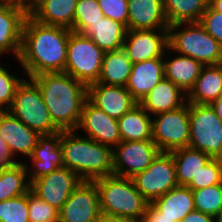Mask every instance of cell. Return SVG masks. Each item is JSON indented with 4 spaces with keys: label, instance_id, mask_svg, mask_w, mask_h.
<instances>
[{
    "label": "cell",
    "instance_id": "obj_1",
    "mask_svg": "<svg viewBox=\"0 0 222 222\" xmlns=\"http://www.w3.org/2000/svg\"><path fill=\"white\" fill-rule=\"evenodd\" d=\"M71 29L45 25L27 15L22 29V44L17 60L23 75L64 72Z\"/></svg>",
    "mask_w": 222,
    "mask_h": 222
},
{
    "label": "cell",
    "instance_id": "obj_2",
    "mask_svg": "<svg viewBox=\"0 0 222 222\" xmlns=\"http://www.w3.org/2000/svg\"><path fill=\"white\" fill-rule=\"evenodd\" d=\"M31 79L39 86L53 123L61 131H76L87 87L64 72L41 73Z\"/></svg>",
    "mask_w": 222,
    "mask_h": 222
},
{
    "label": "cell",
    "instance_id": "obj_3",
    "mask_svg": "<svg viewBox=\"0 0 222 222\" xmlns=\"http://www.w3.org/2000/svg\"><path fill=\"white\" fill-rule=\"evenodd\" d=\"M77 132L60 131L63 166L73 170L83 181L113 175V149L88 137L77 136Z\"/></svg>",
    "mask_w": 222,
    "mask_h": 222
},
{
    "label": "cell",
    "instance_id": "obj_4",
    "mask_svg": "<svg viewBox=\"0 0 222 222\" xmlns=\"http://www.w3.org/2000/svg\"><path fill=\"white\" fill-rule=\"evenodd\" d=\"M94 182L99 191L102 214L141 222L149 202L136 189L132 178L113 174Z\"/></svg>",
    "mask_w": 222,
    "mask_h": 222
},
{
    "label": "cell",
    "instance_id": "obj_5",
    "mask_svg": "<svg viewBox=\"0 0 222 222\" xmlns=\"http://www.w3.org/2000/svg\"><path fill=\"white\" fill-rule=\"evenodd\" d=\"M168 46L171 51L191 57L203 66L222 64V45L199 22L169 25Z\"/></svg>",
    "mask_w": 222,
    "mask_h": 222
},
{
    "label": "cell",
    "instance_id": "obj_6",
    "mask_svg": "<svg viewBox=\"0 0 222 222\" xmlns=\"http://www.w3.org/2000/svg\"><path fill=\"white\" fill-rule=\"evenodd\" d=\"M8 111L40 135L61 131L51 119L39 86L31 78L23 79L17 86Z\"/></svg>",
    "mask_w": 222,
    "mask_h": 222
},
{
    "label": "cell",
    "instance_id": "obj_7",
    "mask_svg": "<svg viewBox=\"0 0 222 222\" xmlns=\"http://www.w3.org/2000/svg\"><path fill=\"white\" fill-rule=\"evenodd\" d=\"M105 52L90 38L80 33L69 34L64 73L82 82L86 87L97 83Z\"/></svg>",
    "mask_w": 222,
    "mask_h": 222
},
{
    "label": "cell",
    "instance_id": "obj_8",
    "mask_svg": "<svg viewBox=\"0 0 222 222\" xmlns=\"http://www.w3.org/2000/svg\"><path fill=\"white\" fill-rule=\"evenodd\" d=\"M190 141L192 149L211 158L222 156V122L210 104L189 103Z\"/></svg>",
    "mask_w": 222,
    "mask_h": 222
},
{
    "label": "cell",
    "instance_id": "obj_9",
    "mask_svg": "<svg viewBox=\"0 0 222 222\" xmlns=\"http://www.w3.org/2000/svg\"><path fill=\"white\" fill-rule=\"evenodd\" d=\"M152 118V140L161 152L189 146V103L174 110L160 113Z\"/></svg>",
    "mask_w": 222,
    "mask_h": 222
},
{
    "label": "cell",
    "instance_id": "obj_10",
    "mask_svg": "<svg viewBox=\"0 0 222 222\" xmlns=\"http://www.w3.org/2000/svg\"><path fill=\"white\" fill-rule=\"evenodd\" d=\"M132 180L149 203L179 186L172 154L160 152L151 165L132 177Z\"/></svg>",
    "mask_w": 222,
    "mask_h": 222
},
{
    "label": "cell",
    "instance_id": "obj_11",
    "mask_svg": "<svg viewBox=\"0 0 222 222\" xmlns=\"http://www.w3.org/2000/svg\"><path fill=\"white\" fill-rule=\"evenodd\" d=\"M160 152L153 140L121 141L113 149V174L132 178L147 169Z\"/></svg>",
    "mask_w": 222,
    "mask_h": 222
},
{
    "label": "cell",
    "instance_id": "obj_12",
    "mask_svg": "<svg viewBox=\"0 0 222 222\" xmlns=\"http://www.w3.org/2000/svg\"><path fill=\"white\" fill-rule=\"evenodd\" d=\"M82 181L73 170L62 166L32 182L30 190L46 203L60 210Z\"/></svg>",
    "mask_w": 222,
    "mask_h": 222
},
{
    "label": "cell",
    "instance_id": "obj_13",
    "mask_svg": "<svg viewBox=\"0 0 222 222\" xmlns=\"http://www.w3.org/2000/svg\"><path fill=\"white\" fill-rule=\"evenodd\" d=\"M101 214L99 191L94 181H82L59 210V222H94Z\"/></svg>",
    "mask_w": 222,
    "mask_h": 222
},
{
    "label": "cell",
    "instance_id": "obj_14",
    "mask_svg": "<svg viewBox=\"0 0 222 222\" xmlns=\"http://www.w3.org/2000/svg\"><path fill=\"white\" fill-rule=\"evenodd\" d=\"M77 129H83L85 137L112 149L122 141L117 119L97 108L88 99L84 102Z\"/></svg>",
    "mask_w": 222,
    "mask_h": 222
},
{
    "label": "cell",
    "instance_id": "obj_15",
    "mask_svg": "<svg viewBox=\"0 0 222 222\" xmlns=\"http://www.w3.org/2000/svg\"><path fill=\"white\" fill-rule=\"evenodd\" d=\"M167 48L168 29L127 30L122 47L133 64L163 58Z\"/></svg>",
    "mask_w": 222,
    "mask_h": 222
},
{
    "label": "cell",
    "instance_id": "obj_16",
    "mask_svg": "<svg viewBox=\"0 0 222 222\" xmlns=\"http://www.w3.org/2000/svg\"><path fill=\"white\" fill-rule=\"evenodd\" d=\"M40 136L8 110L0 111V138L3 139L7 154L12 161L16 162L17 154L30 157Z\"/></svg>",
    "mask_w": 222,
    "mask_h": 222
},
{
    "label": "cell",
    "instance_id": "obj_17",
    "mask_svg": "<svg viewBox=\"0 0 222 222\" xmlns=\"http://www.w3.org/2000/svg\"><path fill=\"white\" fill-rule=\"evenodd\" d=\"M28 158L32 161L31 166L27 167L26 165L27 177L30 184L38 178L62 167L60 131L50 135H41L32 155Z\"/></svg>",
    "mask_w": 222,
    "mask_h": 222
},
{
    "label": "cell",
    "instance_id": "obj_18",
    "mask_svg": "<svg viewBox=\"0 0 222 222\" xmlns=\"http://www.w3.org/2000/svg\"><path fill=\"white\" fill-rule=\"evenodd\" d=\"M87 99L109 116L119 119L137 102L124 86L94 83L87 87Z\"/></svg>",
    "mask_w": 222,
    "mask_h": 222
},
{
    "label": "cell",
    "instance_id": "obj_19",
    "mask_svg": "<svg viewBox=\"0 0 222 222\" xmlns=\"http://www.w3.org/2000/svg\"><path fill=\"white\" fill-rule=\"evenodd\" d=\"M26 16L17 2H0V56L11 52L18 60Z\"/></svg>",
    "mask_w": 222,
    "mask_h": 222
},
{
    "label": "cell",
    "instance_id": "obj_20",
    "mask_svg": "<svg viewBox=\"0 0 222 222\" xmlns=\"http://www.w3.org/2000/svg\"><path fill=\"white\" fill-rule=\"evenodd\" d=\"M163 0H128L127 30L168 29Z\"/></svg>",
    "mask_w": 222,
    "mask_h": 222
},
{
    "label": "cell",
    "instance_id": "obj_21",
    "mask_svg": "<svg viewBox=\"0 0 222 222\" xmlns=\"http://www.w3.org/2000/svg\"><path fill=\"white\" fill-rule=\"evenodd\" d=\"M164 78V59L154 58L132 65L126 89L139 103Z\"/></svg>",
    "mask_w": 222,
    "mask_h": 222
},
{
    "label": "cell",
    "instance_id": "obj_22",
    "mask_svg": "<svg viewBox=\"0 0 222 222\" xmlns=\"http://www.w3.org/2000/svg\"><path fill=\"white\" fill-rule=\"evenodd\" d=\"M187 103V94L172 81L163 78L139 104L154 115L177 109Z\"/></svg>",
    "mask_w": 222,
    "mask_h": 222
},
{
    "label": "cell",
    "instance_id": "obj_23",
    "mask_svg": "<svg viewBox=\"0 0 222 222\" xmlns=\"http://www.w3.org/2000/svg\"><path fill=\"white\" fill-rule=\"evenodd\" d=\"M170 52L171 48L168 46L163 56L164 78L172 81L188 94L195 86L203 65L199 61L179 53H177L176 57L173 56L171 59H168L167 54L170 55Z\"/></svg>",
    "mask_w": 222,
    "mask_h": 222
},
{
    "label": "cell",
    "instance_id": "obj_24",
    "mask_svg": "<svg viewBox=\"0 0 222 222\" xmlns=\"http://www.w3.org/2000/svg\"><path fill=\"white\" fill-rule=\"evenodd\" d=\"M162 215L174 222H181L195 210L192 190L187 186H177L151 203Z\"/></svg>",
    "mask_w": 222,
    "mask_h": 222
},
{
    "label": "cell",
    "instance_id": "obj_25",
    "mask_svg": "<svg viewBox=\"0 0 222 222\" xmlns=\"http://www.w3.org/2000/svg\"><path fill=\"white\" fill-rule=\"evenodd\" d=\"M222 93V64L203 66L195 86L187 94V102L211 104Z\"/></svg>",
    "mask_w": 222,
    "mask_h": 222
},
{
    "label": "cell",
    "instance_id": "obj_26",
    "mask_svg": "<svg viewBox=\"0 0 222 222\" xmlns=\"http://www.w3.org/2000/svg\"><path fill=\"white\" fill-rule=\"evenodd\" d=\"M127 34V27L111 18L103 17L93 23L83 35L90 38L104 52L119 50Z\"/></svg>",
    "mask_w": 222,
    "mask_h": 222
},
{
    "label": "cell",
    "instance_id": "obj_27",
    "mask_svg": "<svg viewBox=\"0 0 222 222\" xmlns=\"http://www.w3.org/2000/svg\"><path fill=\"white\" fill-rule=\"evenodd\" d=\"M77 0H45L30 16L45 25L73 29Z\"/></svg>",
    "mask_w": 222,
    "mask_h": 222
},
{
    "label": "cell",
    "instance_id": "obj_28",
    "mask_svg": "<svg viewBox=\"0 0 222 222\" xmlns=\"http://www.w3.org/2000/svg\"><path fill=\"white\" fill-rule=\"evenodd\" d=\"M152 114L139 103L117 119L122 141L152 140Z\"/></svg>",
    "mask_w": 222,
    "mask_h": 222
},
{
    "label": "cell",
    "instance_id": "obj_29",
    "mask_svg": "<svg viewBox=\"0 0 222 222\" xmlns=\"http://www.w3.org/2000/svg\"><path fill=\"white\" fill-rule=\"evenodd\" d=\"M132 65L133 63L122 48L105 52L97 83L126 87Z\"/></svg>",
    "mask_w": 222,
    "mask_h": 222
},
{
    "label": "cell",
    "instance_id": "obj_30",
    "mask_svg": "<svg viewBox=\"0 0 222 222\" xmlns=\"http://www.w3.org/2000/svg\"><path fill=\"white\" fill-rule=\"evenodd\" d=\"M170 153L175 164L179 186H187L193 177H196L200 168L211 159L208 154L190 147L179 148Z\"/></svg>",
    "mask_w": 222,
    "mask_h": 222
},
{
    "label": "cell",
    "instance_id": "obj_31",
    "mask_svg": "<svg viewBox=\"0 0 222 222\" xmlns=\"http://www.w3.org/2000/svg\"><path fill=\"white\" fill-rule=\"evenodd\" d=\"M18 161L0 168V202L30 191L26 164Z\"/></svg>",
    "mask_w": 222,
    "mask_h": 222
},
{
    "label": "cell",
    "instance_id": "obj_32",
    "mask_svg": "<svg viewBox=\"0 0 222 222\" xmlns=\"http://www.w3.org/2000/svg\"><path fill=\"white\" fill-rule=\"evenodd\" d=\"M209 6V0H163V8L169 25L199 22Z\"/></svg>",
    "mask_w": 222,
    "mask_h": 222
},
{
    "label": "cell",
    "instance_id": "obj_33",
    "mask_svg": "<svg viewBox=\"0 0 222 222\" xmlns=\"http://www.w3.org/2000/svg\"><path fill=\"white\" fill-rule=\"evenodd\" d=\"M195 210L216 218L222 212V183L192 190Z\"/></svg>",
    "mask_w": 222,
    "mask_h": 222
},
{
    "label": "cell",
    "instance_id": "obj_34",
    "mask_svg": "<svg viewBox=\"0 0 222 222\" xmlns=\"http://www.w3.org/2000/svg\"><path fill=\"white\" fill-rule=\"evenodd\" d=\"M104 17L97 0H77L72 32L83 34Z\"/></svg>",
    "mask_w": 222,
    "mask_h": 222
},
{
    "label": "cell",
    "instance_id": "obj_35",
    "mask_svg": "<svg viewBox=\"0 0 222 222\" xmlns=\"http://www.w3.org/2000/svg\"><path fill=\"white\" fill-rule=\"evenodd\" d=\"M0 222H29L28 193L0 202Z\"/></svg>",
    "mask_w": 222,
    "mask_h": 222
},
{
    "label": "cell",
    "instance_id": "obj_36",
    "mask_svg": "<svg viewBox=\"0 0 222 222\" xmlns=\"http://www.w3.org/2000/svg\"><path fill=\"white\" fill-rule=\"evenodd\" d=\"M222 183V167L219 158H211L200 168L187 187L191 190L209 187Z\"/></svg>",
    "mask_w": 222,
    "mask_h": 222
},
{
    "label": "cell",
    "instance_id": "obj_37",
    "mask_svg": "<svg viewBox=\"0 0 222 222\" xmlns=\"http://www.w3.org/2000/svg\"><path fill=\"white\" fill-rule=\"evenodd\" d=\"M29 222H59V210L28 192Z\"/></svg>",
    "mask_w": 222,
    "mask_h": 222
},
{
    "label": "cell",
    "instance_id": "obj_38",
    "mask_svg": "<svg viewBox=\"0 0 222 222\" xmlns=\"http://www.w3.org/2000/svg\"><path fill=\"white\" fill-rule=\"evenodd\" d=\"M22 78L12 75L9 70L0 64V111L8 110L13 102L17 86ZM5 106V107H4Z\"/></svg>",
    "mask_w": 222,
    "mask_h": 222
},
{
    "label": "cell",
    "instance_id": "obj_39",
    "mask_svg": "<svg viewBox=\"0 0 222 222\" xmlns=\"http://www.w3.org/2000/svg\"><path fill=\"white\" fill-rule=\"evenodd\" d=\"M104 17L124 24L128 22V0H97Z\"/></svg>",
    "mask_w": 222,
    "mask_h": 222
},
{
    "label": "cell",
    "instance_id": "obj_40",
    "mask_svg": "<svg viewBox=\"0 0 222 222\" xmlns=\"http://www.w3.org/2000/svg\"><path fill=\"white\" fill-rule=\"evenodd\" d=\"M199 23L222 45V13L216 12L208 6Z\"/></svg>",
    "mask_w": 222,
    "mask_h": 222
},
{
    "label": "cell",
    "instance_id": "obj_41",
    "mask_svg": "<svg viewBox=\"0 0 222 222\" xmlns=\"http://www.w3.org/2000/svg\"><path fill=\"white\" fill-rule=\"evenodd\" d=\"M141 222H174V221L171 218L162 215L151 203H149Z\"/></svg>",
    "mask_w": 222,
    "mask_h": 222
},
{
    "label": "cell",
    "instance_id": "obj_42",
    "mask_svg": "<svg viewBox=\"0 0 222 222\" xmlns=\"http://www.w3.org/2000/svg\"><path fill=\"white\" fill-rule=\"evenodd\" d=\"M181 222H215V218L194 210L190 212Z\"/></svg>",
    "mask_w": 222,
    "mask_h": 222
},
{
    "label": "cell",
    "instance_id": "obj_43",
    "mask_svg": "<svg viewBox=\"0 0 222 222\" xmlns=\"http://www.w3.org/2000/svg\"><path fill=\"white\" fill-rule=\"evenodd\" d=\"M45 0H18V4L27 15H30Z\"/></svg>",
    "mask_w": 222,
    "mask_h": 222
},
{
    "label": "cell",
    "instance_id": "obj_44",
    "mask_svg": "<svg viewBox=\"0 0 222 222\" xmlns=\"http://www.w3.org/2000/svg\"><path fill=\"white\" fill-rule=\"evenodd\" d=\"M13 162L14 161H12L9 155L7 154V150H6L3 139L0 138V168L5 167L8 164H11Z\"/></svg>",
    "mask_w": 222,
    "mask_h": 222
},
{
    "label": "cell",
    "instance_id": "obj_45",
    "mask_svg": "<svg viewBox=\"0 0 222 222\" xmlns=\"http://www.w3.org/2000/svg\"><path fill=\"white\" fill-rule=\"evenodd\" d=\"M94 222H132V221L101 213Z\"/></svg>",
    "mask_w": 222,
    "mask_h": 222
},
{
    "label": "cell",
    "instance_id": "obj_46",
    "mask_svg": "<svg viewBox=\"0 0 222 222\" xmlns=\"http://www.w3.org/2000/svg\"><path fill=\"white\" fill-rule=\"evenodd\" d=\"M210 105L215 110L216 115L222 122V93Z\"/></svg>",
    "mask_w": 222,
    "mask_h": 222
},
{
    "label": "cell",
    "instance_id": "obj_47",
    "mask_svg": "<svg viewBox=\"0 0 222 222\" xmlns=\"http://www.w3.org/2000/svg\"><path fill=\"white\" fill-rule=\"evenodd\" d=\"M209 6L214 11L222 13V0H209Z\"/></svg>",
    "mask_w": 222,
    "mask_h": 222
},
{
    "label": "cell",
    "instance_id": "obj_48",
    "mask_svg": "<svg viewBox=\"0 0 222 222\" xmlns=\"http://www.w3.org/2000/svg\"><path fill=\"white\" fill-rule=\"evenodd\" d=\"M215 222H222V212L215 218Z\"/></svg>",
    "mask_w": 222,
    "mask_h": 222
},
{
    "label": "cell",
    "instance_id": "obj_49",
    "mask_svg": "<svg viewBox=\"0 0 222 222\" xmlns=\"http://www.w3.org/2000/svg\"><path fill=\"white\" fill-rule=\"evenodd\" d=\"M0 2H18V0H0Z\"/></svg>",
    "mask_w": 222,
    "mask_h": 222
},
{
    "label": "cell",
    "instance_id": "obj_50",
    "mask_svg": "<svg viewBox=\"0 0 222 222\" xmlns=\"http://www.w3.org/2000/svg\"><path fill=\"white\" fill-rule=\"evenodd\" d=\"M220 163H221V167H222V156L219 158Z\"/></svg>",
    "mask_w": 222,
    "mask_h": 222
}]
</instances>
